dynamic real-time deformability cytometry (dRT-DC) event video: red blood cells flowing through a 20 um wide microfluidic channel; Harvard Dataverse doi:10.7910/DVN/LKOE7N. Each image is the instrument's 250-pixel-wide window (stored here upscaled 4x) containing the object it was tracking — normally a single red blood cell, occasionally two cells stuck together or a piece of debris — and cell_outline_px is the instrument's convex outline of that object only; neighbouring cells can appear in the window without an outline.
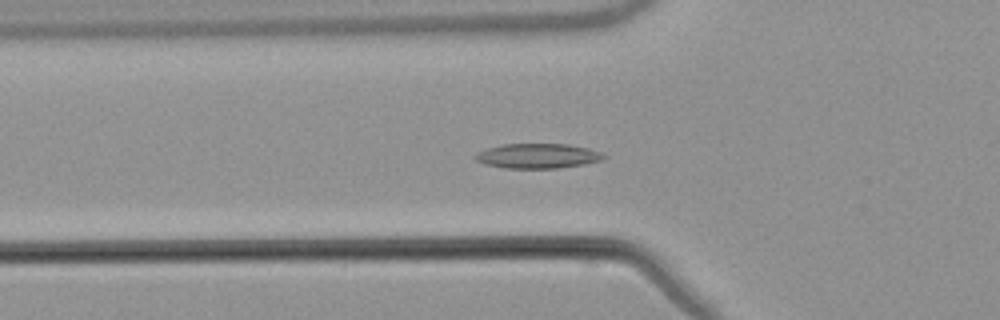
{"species": "common noctule bat (a hibernating species)", "species_latin": "Nyctalus noctula", "temperature_condition": "warm", "stored_images_in_passage": 28, "camera_frame_rate_fps": 3000, "um_per_image_px": 0.085, "animal": {"sex": "male", "body_mass_g": 21.5, "forearm_length_mm": 52.0}, "frame": {"image": 1, "passage_image": 20, "time_ms": 6.333, "image_size_px": [1000, 320], "cell_outline_px": [[608, 156], [600, 160], [584, 164], [556, 168], [504, 168], [484, 164], [476, 160], [472, 156], [488, 148], [504, 144], [568, 144], [588, 148], [600, 152]], "centroid_in_image_um": [45.7, 13.25], "position_along_channel_um": 80.1, "area_um2": 18.44}}
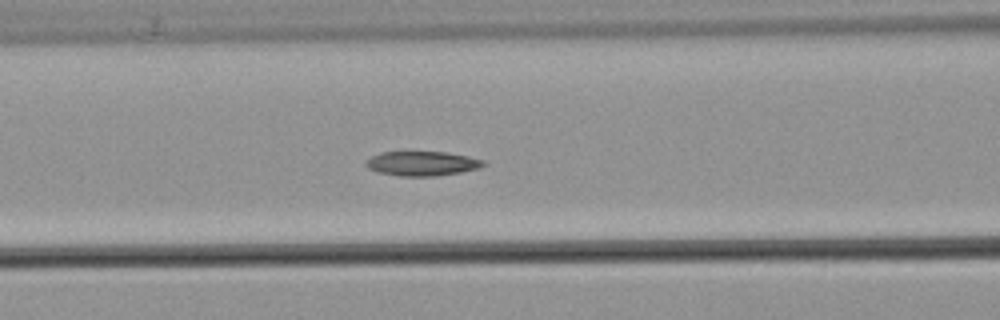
{"frame": {"image": 2, "passage_image": 24, "time_ms": 7.667, "image_size_px": [1000, 320], "cell_outline_px": [[488, 164], [480, 168], [460, 172], [436, 176], [400, 176], [376, 172], [368, 168], [364, 164], [372, 156], [380, 152], [448, 152], [468, 156], [484, 160]], "centroid_in_image_um": [35.9, 13.9], "position_along_channel_um": 130.7, "area_um2": 16.88}}